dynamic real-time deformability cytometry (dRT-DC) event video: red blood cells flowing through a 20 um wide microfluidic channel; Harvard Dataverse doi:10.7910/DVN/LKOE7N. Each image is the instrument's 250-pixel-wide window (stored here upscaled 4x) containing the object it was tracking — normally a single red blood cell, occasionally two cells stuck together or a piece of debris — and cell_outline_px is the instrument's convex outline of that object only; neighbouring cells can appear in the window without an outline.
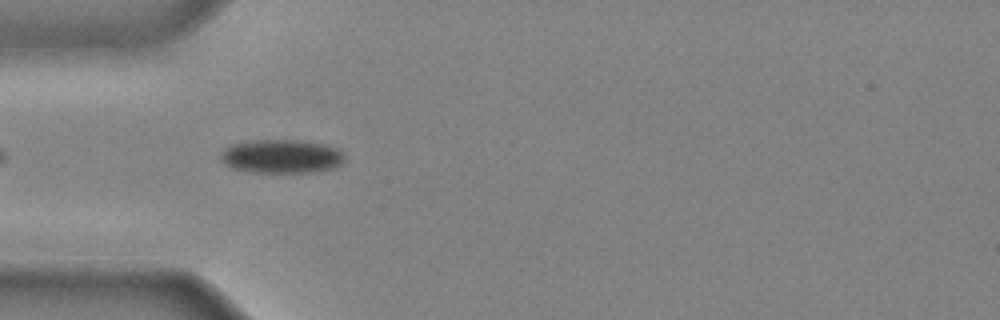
{"species": "common noctule bat (a hibernating species)", "species_latin": "Nyctalus noctula", "temperature_condition": "cold", "stored_images_in_passage": 9, "camera_frame_rate_fps": 3000, "um_per_image_px": 0.085, "animal": {"sex": "male", "body_mass_g": 20.4}, "frame": {"image": 1, "passage_image": 3, "time_ms": 0.667, "image_size_px": [1000, 320], "cell_outline_px": [[344, 160], [336, 168], [320, 172], [248, 172], [232, 168], [224, 164], [220, 160], [220, 156], [224, 148], [232, 144], [256, 140], [296, 140], [324, 144], [336, 148], [344, 156]], "centroid_in_image_um": [23.91, 13.3], "position_along_channel_um": 61.1, "area_um2": 24.45}}
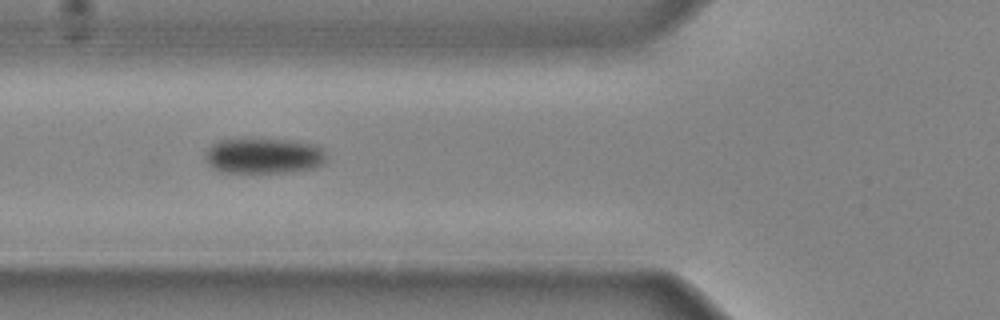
{"frame": {"image": 2, "passage_image": 6, "time_ms": 1.667, "image_size_px": [1000, 320], "cell_outline_px": [[324, 164], [312, 168], [288, 172], [220, 172], [212, 168], [208, 164], [204, 156], [208, 148], [212, 144], [220, 140], [288, 140], [316, 144], [324, 148]], "centroid_in_image_um": [22.41, 13.26], "position_along_channel_um": 103.4, "area_um2": 24.85}}